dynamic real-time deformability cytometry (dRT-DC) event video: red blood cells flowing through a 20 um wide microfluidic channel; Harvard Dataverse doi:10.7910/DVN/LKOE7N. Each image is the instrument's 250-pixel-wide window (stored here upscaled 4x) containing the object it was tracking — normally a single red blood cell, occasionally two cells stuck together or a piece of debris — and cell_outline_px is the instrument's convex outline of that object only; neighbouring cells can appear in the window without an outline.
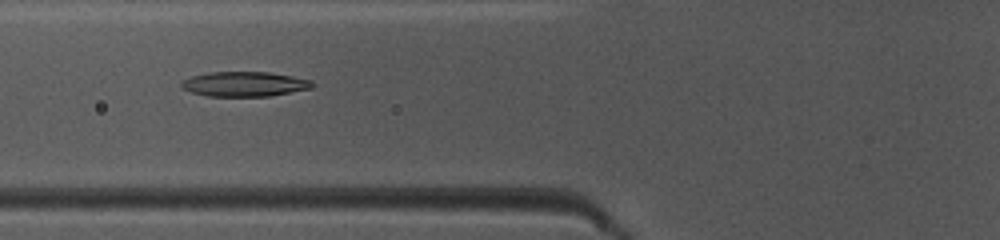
{"species": "common noctule bat (a hibernating species)", "species_latin": "Nyctalus noctula", "temperature_condition": "warm", "stored_images_in_passage": 43, "camera_frame_rate_fps": 3000, "um_per_image_px": 0.085, "animal": {"sex": "female", "body_mass_g": 10.0, "forearm_length_mm": 53.1}, "frame": {"image": 1, "passage_image": 13, "time_ms": 4.0, "image_size_px": [1000, 240], "cell_outline_px": [[316, 84], [312, 88], [268, 96], [208, 96], [192, 92], [184, 88], [180, 84], [180, 80], [192, 76], [208, 72], [268, 72], [292, 76], [312, 80]], "centroid_in_image_um": [20.79, 7.14], "position_along_channel_um": 105.0, "area_um2": 18.9}}
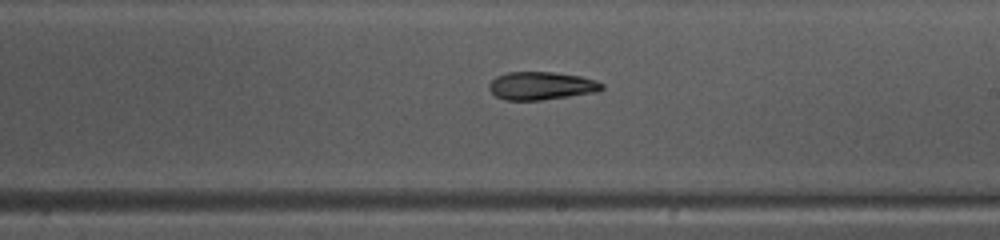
{"frame": {"image": 2, "passage_image": 23, "time_ms": 7.333, "image_size_px": [1000, 240], "cell_outline_px": [[604, 88], [596, 92], [540, 100], [504, 100], [496, 96], [488, 88], [488, 84], [496, 76], [508, 72], [552, 72], [580, 76], [596, 80], [604, 84]], "centroid_in_image_um": [46.0, 7.29], "position_along_channel_um": 243.0, "area_um2": 18.38}}
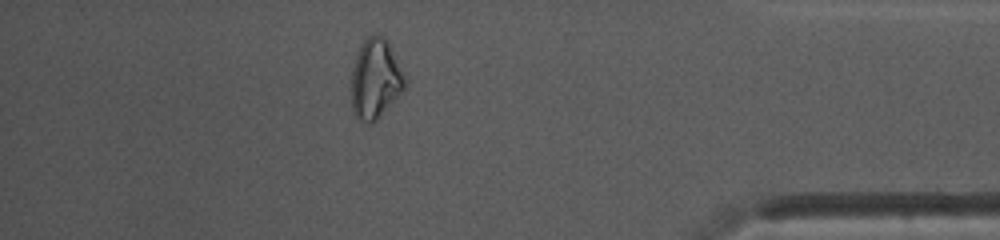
{"frame": {"image": 3, "passage_image": 37, "time_ms": 12.0, "image_size_px": [1000, 240], "cell_outline_px": [[408, 84], [404, 92], [372, 124], [360, 120], [352, 112], [352, 68], [356, 56], [364, 40], [372, 32], [384, 36], [408, 76]], "centroid_in_image_um": [31.97, 6.7], "position_along_channel_um": 403.2, "area_um2": 25.49}, "authors_computed_cell_mechanics": {"area_um2": 19.1896, "velocity_mm_per_s": 4.1231, "shape_relaxation_time_tau1_ms": 6.6098, "shape_relaxation_time_tau2_ms": null, "deformation_change_tau1": 0.1976, "deformation_change_tau2": null}}